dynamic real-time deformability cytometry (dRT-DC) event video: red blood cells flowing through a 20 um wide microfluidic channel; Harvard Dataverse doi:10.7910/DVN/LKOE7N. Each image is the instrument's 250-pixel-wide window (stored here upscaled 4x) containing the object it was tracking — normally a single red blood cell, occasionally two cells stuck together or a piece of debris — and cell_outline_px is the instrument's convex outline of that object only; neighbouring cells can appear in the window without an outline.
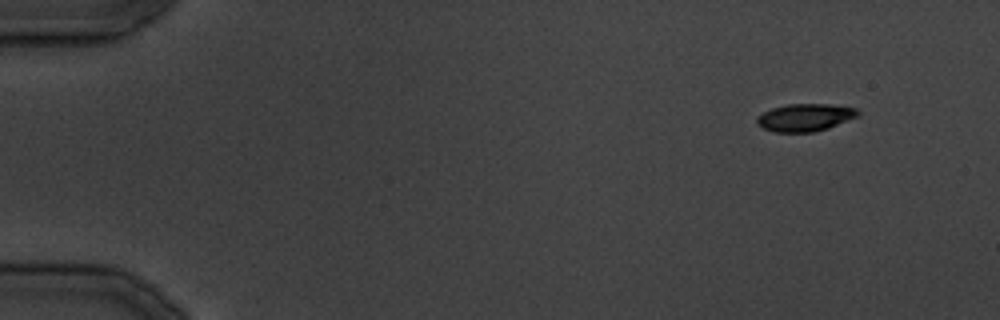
{"species": "common noctule bat (a hibernating species)", "species_latin": "Nyctalus noctula", "temperature_condition": "cold", "stored_images_in_passage": 33, "camera_frame_rate_fps": 3000, "um_per_image_px": 0.085, "animal": {"sex": "male", "body_mass_g": 19.5, "forearm_length_mm": 54.6}, "frame": {"image": 1, "passage_image": 1, "time_ms": 0.0, "image_size_px": [1000, 320], "cell_outline_px": [[860, 116], [828, 128], [812, 132], [776, 132], [764, 128], [756, 124], [756, 116], [772, 108], [788, 104], [828, 104], [856, 108], [860, 112]], "centroid_in_image_um": [68.44, 9.98], "position_along_channel_um": 16.6, "area_um2": 16.24}}
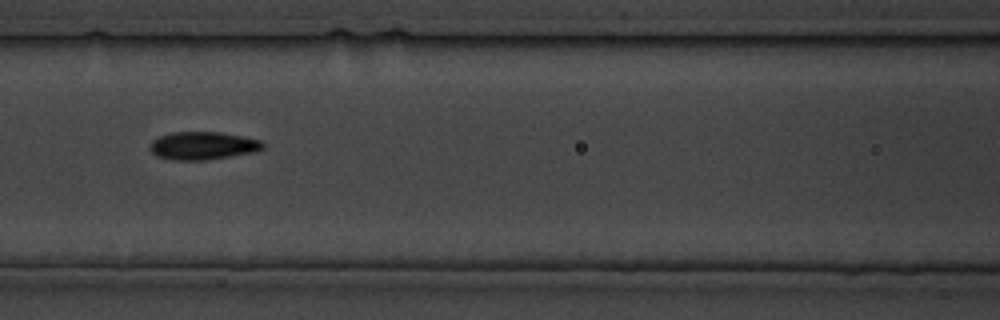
{"frame": {"image": 2, "passage_image": 14, "time_ms": 15.667, "image_size_px": [1000, 320], "cell_outline_px": [[264, 148], [256, 152], [208, 160], [172, 160], [156, 156], [148, 148], [148, 144], [152, 140], [160, 136], [172, 132], [220, 132], [260, 140], [264, 144]], "centroid_in_image_um": [17.21, 12.39], "position_along_channel_um": 149.4, "area_um2": 18.55}}
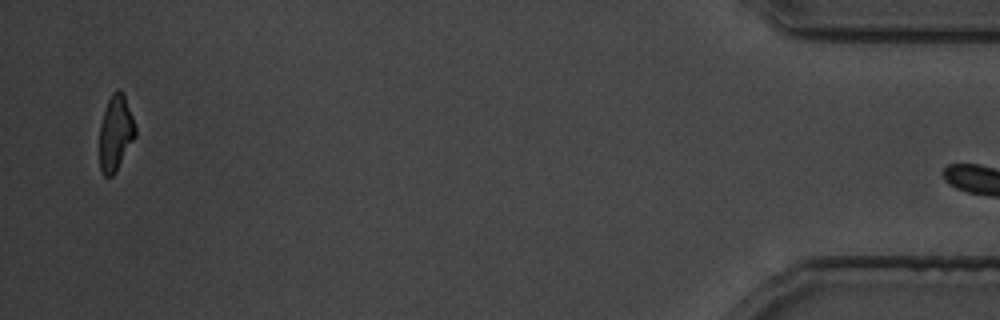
{"frame": {"image": 3, "passage_image": 32, "time_ms": 38.0, "image_size_px": [1000, 320], "cell_outline_px": [[136, 136], [116, 172], [112, 176], [104, 176], [100, 168], [100, 124], [108, 100], [112, 92], [116, 88], [120, 88], [124, 92], [136, 128]], "centroid_in_image_um": [9.84, 11.28], "position_along_channel_um": 425.4, "area_um2": 15.9}}